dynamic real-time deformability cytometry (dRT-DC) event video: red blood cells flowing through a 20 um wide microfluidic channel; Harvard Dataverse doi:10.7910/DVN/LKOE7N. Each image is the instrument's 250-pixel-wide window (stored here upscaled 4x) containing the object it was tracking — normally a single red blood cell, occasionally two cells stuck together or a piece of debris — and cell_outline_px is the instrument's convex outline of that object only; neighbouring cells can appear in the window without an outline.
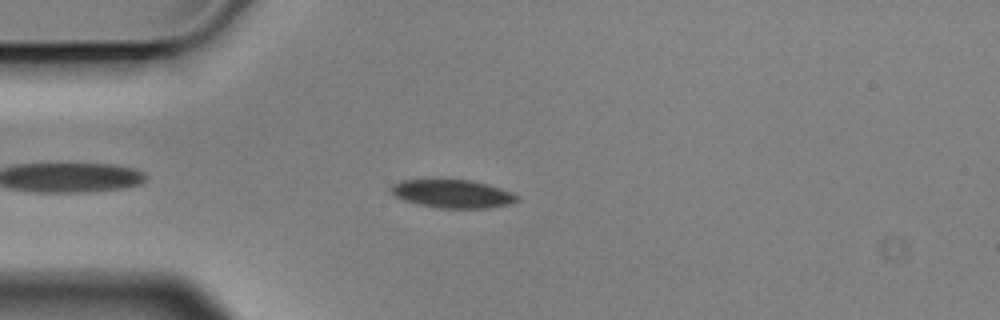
{"species": "Egyptian fruit bat (a non-hibernating species)", "species_latin": "Rousettus aegyptiacus", "temperature_condition": "cold", "stored_images_in_passage": 3, "camera_frame_rate_fps": 3000, "um_per_image_px": 0.085, "animal": {"sex": "male"}, "frame": {"image": 1, "passage_image": 3, "time_ms": 0.667, "image_size_px": [1000, 320], "cell_outline_px": [[520, 200], [512, 204], [488, 208], [436, 208], [416, 204], [404, 200], [396, 196], [388, 188], [392, 184], [400, 180], [472, 180], [488, 184], [512, 192], [520, 196]], "centroid_in_image_um": [38.5, 16.48], "position_along_channel_um": 46.5, "area_um2": 20.98}}